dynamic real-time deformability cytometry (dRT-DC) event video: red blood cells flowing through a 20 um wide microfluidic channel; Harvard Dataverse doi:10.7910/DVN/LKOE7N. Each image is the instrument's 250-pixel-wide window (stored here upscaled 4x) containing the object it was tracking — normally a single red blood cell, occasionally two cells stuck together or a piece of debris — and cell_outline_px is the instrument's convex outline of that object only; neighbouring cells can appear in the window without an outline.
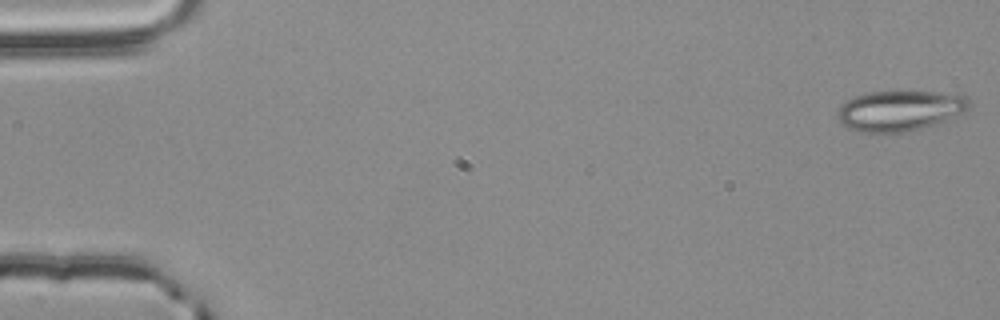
{"species": "common noctule bat (a hibernating species)", "species_latin": "Nyctalus noctula", "temperature_condition": "room temperature", "stored_images_in_passage": 55, "camera_frame_rate_fps": 3000, "um_per_image_px": 0.085, "animal": {"sex": "male", "body_mass_g": 20.4}, "frame": {"image": 1, "passage_image": 1, "time_ms": 0.0, "image_size_px": [1000, 320], "cell_outline_px": [[972, 104], [964, 112], [944, 120], [908, 132], [860, 132], [848, 128], [836, 116], [836, 112], [840, 104], [864, 92], [936, 92], [964, 96], [972, 100]], "centroid_in_image_um": [76.45, 9.4], "position_along_channel_um": 8.5, "area_um2": 30.75}}
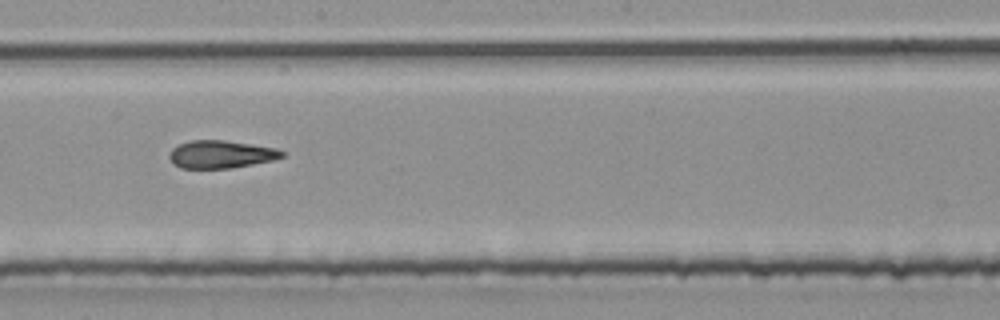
{"frame": {"image": 2, "passage_image": 31, "time_ms": 10.0, "image_size_px": [1000, 320], "cell_outline_px": [[284, 156], [276, 160], [232, 168], [180, 168], [172, 164], [168, 156], [172, 148], [176, 144], [192, 140], [224, 140], [276, 148], [284, 152]], "centroid_in_image_um": [18.75, 13.12], "position_along_channel_um": 229.4, "area_um2": 18.44}}
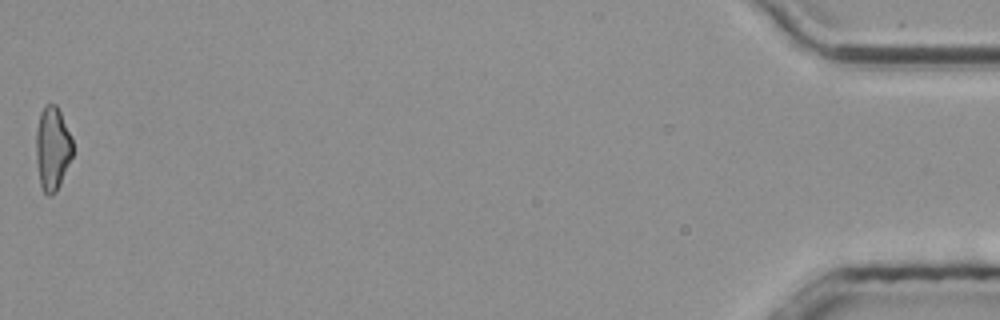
{"frame": {"image": 3, "passage_image": 55, "time_ms": 18.0, "image_size_px": [1000, 320], "cell_outline_px": [[72, 156], [60, 184], [56, 192], [48, 196], [44, 192], [40, 184], [36, 160], [36, 128], [40, 112], [44, 104], [56, 104], [72, 136]], "centroid_in_image_um": [4.45, 12.59], "position_along_channel_um": 430.8, "area_um2": 17.92}, "authors_computed_cell_mechanics": {"area_um2": 18.8428, "velocity_mm_per_s": 3.8078, "shape_relaxation_time_tau1_ms": null, "shape_relaxation_time_tau2_ms": 8.099, "deformation_change_tau1": null, "deformation_change_tau2": 0.1828}}